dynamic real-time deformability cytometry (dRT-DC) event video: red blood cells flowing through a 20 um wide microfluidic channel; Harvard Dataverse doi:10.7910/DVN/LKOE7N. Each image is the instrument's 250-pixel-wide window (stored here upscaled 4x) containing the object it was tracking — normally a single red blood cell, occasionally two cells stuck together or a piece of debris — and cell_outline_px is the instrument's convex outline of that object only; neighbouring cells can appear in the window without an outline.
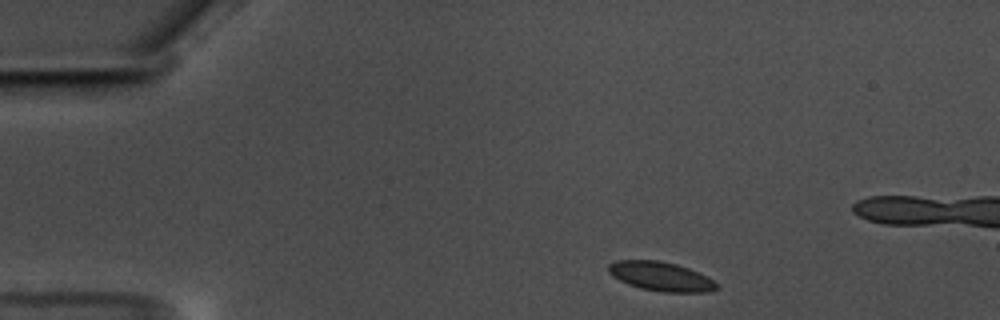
{"species": "common noctule bat (a hibernating species)", "species_latin": "Nyctalus noctula", "temperature_condition": "warm", "stored_images_in_passage": 52, "camera_frame_rate_fps": 3000, "um_per_image_px": 0.085, "animal": {"sex": "male", "body_mass_g": 17.5, "forearm_length_mm": 52.3}, "frame": {"image": 1, "passage_image": 3, "time_ms": 0.667, "image_size_px": [1000, 320], "cell_outline_px": [[720, 288], [708, 292], [664, 292], [640, 288], [628, 284], [612, 276], [608, 272], [608, 264], [616, 260], [660, 260], [676, 264], [688, 268], [720, 284]], "centroid_in_image_um": [56.16, 23.49], "position_along_channel_um": 28.8, "area_um2": 18.38}}
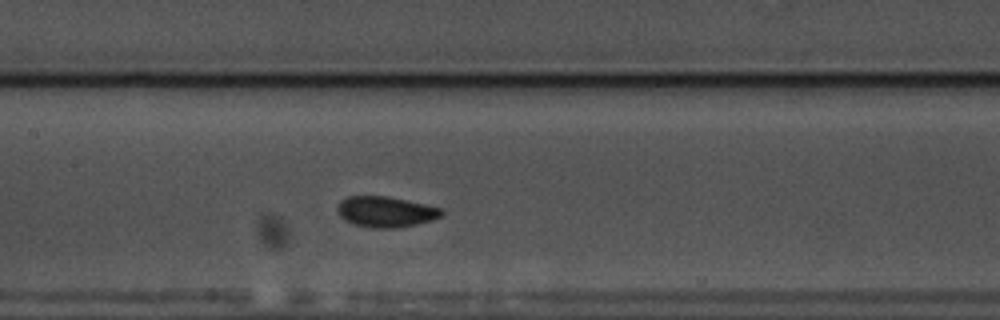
{"frame": {"image": 2, "passage_image": 21, "time_ms": 6.667, "image_size_px": [1000, 320], "cell_outline_px": [[444, 216], [432, 220], [400, 228], [372, 228], [352, 224], [344, 220], [336, 212], [336, 204], [340, 200], [348, 196], [388, 196], [444, 208]], "centroid_in_image_um": [32.78, 18.0], "position_along_channel_um": 174.6, "area_um2": 19.13}}
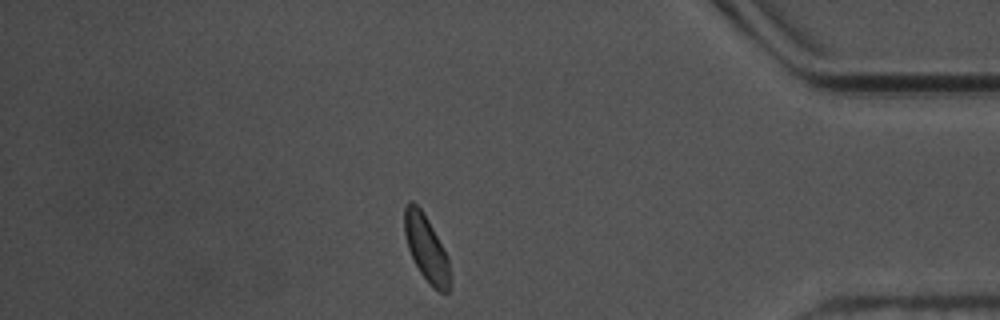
{"frame": {"image": 3, "passage_image": 43, "time_ms": 14.0, "image_size_px": [1000, 320], "cell_outline_px": [[452, 280], [448, 292], [440, 292], [432, 288], [420, 272], [408, 248], [404, 232], [404, 208], [408, 200], [412, 200], [424, 212], [448, 256], [452, 276]], "centroid_in_image_um": [36.26, 21.12], "position_along_channel_um": 398.9, "area_um2": 17.86}, "authors_computed_cell_mechanics": {"area_um2": 18.0336, "velocity_mm_per_s": 3.5142, "shape_relaxation_time_tau1_ms": null, "shape_relaxation_time_tau2_ms": 2.1932, "deformation_change_tau1": null, "deformation_change_tau2": 0.0499}}